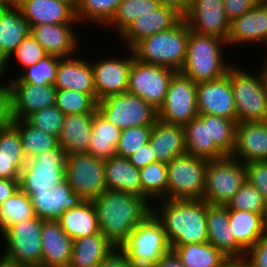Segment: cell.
I'll return each mask as SVG.
<instances>
[{"label":"cell","mask_w":267,"mask_h":267,"mask_svg":"<svg viewBox=\"0 0 267 267\" xmlns=\"http://www.w3.org/2000/svg\"><path fill=\"white\" fill-rule=\"evenodd\" d=\"M35 217L30 197L20 188L0 205V233L14 223Z\"/></svg>","instance_id":"60d3db41"},{"label":"cell","mask_w":267,"mask_h":267,"mask_svg":"<svg viewBox=\"0 0 267 267\" xmlns=\"http://www.w3.org/2000/svg\"><path fill=\"white\" fill-rule=\"evenodd\" d=\"M22 0H0V7H19Z\"/></svg>","instance_id":"be15d7a7"},{"label":"cell","mask_w":267,"mask_h":267,"mask_svg":"<svg viewBox=\"0 0 267 267\" xmlns=\"http://www.w3.org/2000/svg\"><path fill=\"white\" fill-rule=\"evenodd\" d=\"M142 185V197L149 203L155 200L167 199V164L154 162L139 169Z\"/></svg>","instance_id":"ab89813d"},{"label":"cell","mask_w":267,"mask_h":267,"mask_svg":"<svg viewBox=\"0 0 267 267\" xmlns=\"http://www.w3.org/2000/svg\"><path fill=\"white\" fill-rule=\"evenodd\" d=\"M172 251L185 267H226L229 261L209 242L177 245Z\"/></svg>","instance_id":"74e56055"},{"label":"cell","mask_w":267,"mask_h":267,"mask_svg":"<svg viewBox=\"0 0 267 267\" xmlns=\"http://www.w3.org/2000/svg\"><path fill=\"white\" fill-rule=\"evenodd\" d=\"M19 179L0 178V205L19 189Z\"/></svg>","instance_id":"9f6ffc18"},{"label":"cell","mask_w":267,"mask_h":267,"mask_svg":"<svg viewBox=\"0 0 267 267\" xmlns=\"http://www.w3.org/2000/svg\"><path fill=\"white\" fill-rule=\"evenodd\" d=\"M161 5L174 9L183 18L189 12L193 0H159Z\"/></svg>","instance_id":"680465c9"},{"label":"cell","mask_w":267,"mask_h":267,"mask_svg":"<svg viewBox=\"0 0 267 267\" xmlns=\"http://www.w3.org/2000/svg\"><path fill=\"white\" fill-rule=\"evenodd\" d=\"M160 6L159 0H122L106 28L110 25L120 35L134 20Z\"/></svg>","instance_id":"b9f144b4"},{"label":"cell","mask_w":267,"mask_h":267,"mask_svg":"<svg viewBox=\"0 0 267 267\" xmlns=\"http://www.w3.org/2000/svg\"><path fill=\"white\" fill-rule=\"evenodd\" d=\"M231 156L244 164L267 161V121L237 123Z\"/></svg>","instance_id":"ffe728a7"},{"label":"cell","mask_w":267,"mask_h":267,"mask_svg":"<svg viewBox=\"0 0 267 267\" xmlns=\"http://www.w3.org/2000/svg\"><path fill=\"white\" fill-rule=\"evenodd\" d=\"M119 250L133 267H152L172 247L161 220L152 211L129 233Z\"/></svg>","instance_id":"5b68a950"},{"label":"cell","mask_w":267,"mask_h":267,"mask_svg":"<svg viewBox=\"0 0 267 267\" xmlns=\"http://www.w3.org/2000/svg\"><path fill=\"white\" fill-rule=\"evenodd\" d=\"M0 81V114L6 119H25L31 113L55 105L54 84Z\"/></svg>","instance_id":"8992f818"},{"label":"cell","mask_w":267,"mask_h":267,"mask_svg":"<svg viewBox=\"0 0 267 267\" xmlns=\"http://www.w3.org/2000/svg\"><path fill=\"white\" fill-rule=\"evenodd\" d=\"M115 250L101 232L78 238L73 241L69 267H98Z\"/></svg>","instance_id":"1f68e13d"},{"label":"cell","mask_w":267,"mask_h":267,"mask_svg":"<svg viewBox=\"0 0 267 267\" xmlns=\"http://www.w3.org/2000/svg\"><path fill=\"white\" fill-rule=\"evenodd\" d=\"M61 58L46 55L36 64L22 69L18 77L8 80L9 82H26L36 86L54 84L56 80V71Z\"/></svg>","instance_id":"ee69618b"},{"label":"cell","mask_w":267,"mask_h":267,"mask_svg":"<svg viewBox=\"0 0 267 267\" xmlns=\"http://www.w3.org/2000/svg\"><path fill=\"white\" fill-rule=\"evenodd\" d=\"M266 45H267V43H266ZM265 47H267V46H265ZM263 65H267V57H266V59L264 60V64Z\"/></svg>","instance_id":"a7ac6f4b"},{"label":"cell","mask_w":267,"mask_h":267,"mask_svg":"<svg viewBox=\"0 0 267 267\" xmlns=\"http://www.w3.org/2000/svg\"><path fill=\"white\" fill-rule=\"evenodd\" d=\"M228 210H243L261 214L264 217L267 203L261 193L246 180L227 204Z\"/></svg>","instance_id":"7dc6e473"},{"label":"cell","mask_w":267,"mask_h":267,"mask_svg":"<svg viewBox=\"0 0 267 267\" xmlns=\"http://www.w3.org/2000/svg\"><path fill=\"white\" fill-rule=\"evenodd\" d=\"M98 267H133V265L119 249H116L108 258L103 260Z\"/></svg>","instance_id":"6f0895ef"},{"label":"cell","mask_w":267,"mask_h":267,"mask_svg":"<svg viewBox=\"0 0 267 267\" xmlns=\"http://www.w3.org/2000/svg\"><path fill=\"white\" fill-rule=\"evenodd\" d=\"M54 86L60 90H75L90 94L96 101L94 71L91 62L81 57L61 58L56 71Z\"/></svg>","instance_id":"4316f807"},{"label":"cell","mask_w":267,"mask_h":267,"mask_svg":"<svg viewBox=\"0 0 267 267\" xmlns=\"http://www.w3.org/2000/svg\"><path fill=\"white\" fill-rule=\"evenodd\" d=\"M163 201V202H162ZM155 215L161 220L168 241L177 245L208 242L207 202L201 200L162 199Z\"/></svg>","instance_id":"7a4b0ae2"},{"label":"cell","mask_w":267,"mask_h":267,"mask_svg":"<svg viewBox=\"0 0 267 267\" xmlns=\"http://www.w3.org/2000/svg\"><path fill=\"white\" fill-rule=\"evenodd\" d=\"M198 114L217 115L233 119L237 123V112L228 75L197 84Z\"/></svg>","instance_id":"ac0fdd59"},{"label":"cell","mask_w":267,"mask_h":267,"mask_svg":"<svg viewBox=\"0 0 267 267\" xmlns=\"http://www.w3.org/2000/svg\"><path fill=\"white\" fill-rule=\"evenodd\" d=\"M107 190L121 191L142 197V185L137 169L128 158L112 156L105 160Z\"/></svg>","instance_id":"d6a6232c"},{"label":"cell","mask_w":267,"mask_h":267,"mask_svg":"<svg viewBox=\"0 0 267 267\" xmlns=\"http://www.w3.org/2000/svg\"><path fill=\"white\" fill-rule=\"evenodd\" d=\"M184 20L190 30L197 34L215 36L225 41L229 37L231 23L223 0H193Z\"/></svg>","instance_id":"2e32d148"},{"label":"cell","mask_w":267,"mask_h":267,"mask_svg":"<svg viewBox=\"0 0 267 267\" xmlns=\"http://www.w3.org/2000/svg\"><path fill=\"white\" fill-rule=\"evenodd\" d=\"M43 221L35 216L7 227L1 233L6 244L1 254L28 267H41Z\"/></svg>","instance_id":"7c38bea8"},{"label":"cell","mask_w":267,"mask_h":267,"mask_svg":"<svg viewBox=\"0 0 267 267\" xmlns=\"http://www.w3.org/2000/svg\"><path fill=\"white\" fill-rule=\"evenodd\" d=\"M263 67V68H262ZM261 67V73H262V78H263V81L265 83V86H266V90H267V65H263Z\"/></svg>","instance_id":"e7e4bbea"},{"label":"cell","mask_w":267,"mask_h":267,"mask_svg":"<svg viewBox=\"0 0 267 267\" xmlns=\"http://www.w3.org/2000/svg\"><path fill=\"white\" fill-rule=\"evenodd\" d=\"M208 242L229 260L244 259L246 251L237 243L229 227L227 206L207 203Z\"/></svg>","instance_id":"d6986e66"},{"label":"cell","mask_w":267,"mask_h":267,"mask_svg":"<svg viewBox=\"0 0 267 267\" xmlns=\"http://www.w3.org/2000/svg\"><path fill=\"white\" fill-rule=\"evenodd\" d=\"M226 46L227 42L221 38L200 35L189 28L186 60L180 73L197 84L225 76L234 65L225 60Z\"/></svg>","instance_id":"3957f363"},{"label":"cell","mask_w":267,"mask_h":267,"mask_svg":"<svg viewBox=\"0 0 267 267\" xmlns=\"http://www.w3.org/2000/svg\"><path fill=\"white\" fill-rule=\"evenodd\" d=\"M0 267H28V266L16 260H12L11 258H8L3 254H0Z\"/></svg>","instance_id":"94428289"},{"label":"cell","mask_w":267,"mask_h":267,"mask_svg":"<svg viewBox=\"0 0 267 267\" xmlns=\"http://www.w3.org/2000/svg\"><path fill=\"white\" fill-rule=\"evenodd\" d=\"M236 124L233 119L209 115L210 141H214L226 155L234 151Z\"/></svg>","instance_id":"bcb514c9"},{"label":"cell","mask_w":267,"mask_h":267,"mask_svg":"<svg viewBox=\"0 0 267 267\" xmlns=\"http://www.w3.org/2000/svg\"><path fill=\"white\" fill-rule=\"evenodd\" d=\"M152 128L153 126H139L122 129L116 148V155L129 158L149 142Z\"/></svg>","instance_id":"f907efd6"},{"label":"cell","mask_w":267,"mask_h":267,"mask_svg":"<svg viewBox=\"0 0 267 267\" xmlns=\"http://www.w3.org/2000/svg\"><path fill=\"white\" fill-rule=\"evenodd\" d=\"M188 39L189 26L182 18L173 28L143 38L131 50L140 62L180 72L186 60Z\"/></svg>","instance_id":"277c9868"},{"label":"cell","mask_w":267,"mask_h":267,"mask_svg":"<svg viewBox=\"0 0 267 267\" xmlns=\"http://www.w3.org/2000/svg\"><path fill=\"white\" fill-rule=\"evenodd\" d=\"M246 179L261 193L267 203V161L246 163Z\"/></svg>","instance_id":"816d5d0a"},{"label":"cell","mask_w":267,"mask_h":267,"mask_svg":"<svg viewBox=\"0 0 267 267\" xmlns=\"http://www.w3.org/2000/svg\"><path fill=\"white\" fill-rule=\"evenodd\" d=\"M264 217L243 210H229V227L237 243L247 251L264 233Z\"/></svg>","instance_id":"8d00e7d4"},{"label":"cell","mask_w":267,"mask_h":267,"mask_svg":"<svg viewBox=\"0 0 267 267\" xmlns=\"http://www.w3.org/2000/svg\"><path fill=\"white\" fill-rule=\"evenodd\" d=\"M73 241L61 229L58 220H44L41 231V267H69Z\"/></svg>","instance_id":"484cf974"},{"label":"cell","mask_w":267,"mask_h":267,"mask_svg":"<svg viewBox=\"0 0 267 267\" xmlns=\"http://www.w3.org/2000/svg\"><path fill=\"white\" fill-rule=\"evenodd\" d=\"M129 57L102 59L91 62L94 71V86L97 102L112 94H122L128 91L129 69L134 54L131 49L125 48ZM128 50V51H127Z\"/></svg>","instance_id":"e0dca14e"},{"label":"cell","mask_w":267,"mask_h":267,"mask_svg":"<svg viewBox=\"0 0 267 267\" xmlns=\"http://www.w3.org/2000/svg\"><path fill=\"white\" fill-rule=\"evenodd\" d=\"M183 128L186 153L207 160L227 156L214 141H210L209 114H199Z\"/></svg>","instance_id":"4dcf8cb0"},{"label":"cell","mask_w":267,"mask_h":267,"mask_svg":"<svg viewBox=\"0 0 267 267\" xmlns=\"http://www.w3.org/2000/svg\"><path fill=\"white\" fill-rule=\"evenodd\" d=\"M246 180V165L231 155L208 160L202 199L210 205L227 206Z\"/></svg>","instance_id":"9c48e42d"},{"label":"cell","mask_w":267,"mask_h":267,"mask_svg":"<svg viewBox=\"0 0 267 267\" xmlns=\"http://www.w3.org/2000/svg\"><path fill=\"white\" fill-rule=\"evenodd\" d=\"M130 162L137 168L141 169L148 164L157 162V158L151 149L149 142L143 145L137 152L132 154L129 158Z\"/></svg>","instance_id":"11a10c76"},{"label":"cell","mask_w":267,"mask_h":267,"mask_svg":"<svg viewBox=\"0 0 267 267\" xmlns=\"http://www.w3.org/2000/svg\"><path fill=\"white\" fill-rule=\"evenodd\" d=\"M75 24H40L31 27V34L46 54L59 58L73 56L79 50Z\"/></svg>","instance_id":"603a6c76"},{"label":"cell","mask_w":267,"mask_h":267,"mask_svg":"<svg viewBox=\"0 0 267 267\" xmlns=\"http://www.w3.org/2000/svg\"><path fill=\"white\" fill-rule=\"evenodd\" d=\"M122 0H79L76 19L106 26L114 16Z\"/></svg>","instance_id":"7bdbcfd3"},{"label":"cell","mask_w":267,"mask_h":267,"mask_svg":"<svg viewBox=\"0 0 267 267\" xmlns=\"http://www.w3.org/2000/svg\"><path fill=\"white\" fill-rule=\"evenodd\" d=\"M97 110L114 126L122 129L153 126L157 110L137 95L112 94L97 102Z\"/></svg>","instance_id":"8fae6325"},{"label":"cell","mask_w":267,"mask_h":267,"mask_svg":"<svg viewBox=\"0 0 267 267\" xmlns=\"http://www.w3.org/2000/svg\"><path fill=\"white\" fill-rule=\"evenodd\" d=\"M47 54L44 48L37 42V40L30 34L28 37L19 44L17 49L11 54V56L0 66V80L4 77L7 71V65L10 59L14 58L22 68H26L36 64Z\"/></svg>","instance_id":"c3c4849f"},{"label":"cell","mask_w":267,"mask_h":267,"mask_svg":"<svg viewBox=\"0 0 267 267\" xmlns=\"http://www.w3.org/2000/svg\"><path fill=\"white\" fill-rule=\"evenodd\" d=\"M31 34V26L20 7H0V66Z\"/></svg>","instance_id":"f1b7e54d"},{"label":"cell","mask_w":267,"mask_h":267,"mask_svg":"<svg viewBox=\"0 0 267 267\" xmlns=\"http://www.w3.org/2000/svg\"><path fill=\"white\" fill-rule=\"evenodd\" d=\"M227 46L267 43V2L261 0L254 8L235 19L230 25ZM254 42V43H253Z\"/></svg>","instance_id":"cb8c5ba5"},{"label":"cell","mask_w":267,"mask_h":267,"mask_svg":"<svg viewBox=\"0 0 267 267\" xmlns=\"http://www.w3.org/2000/svg\"><path fill=\"white\" fill-rule=\"evenodd\" d=\"M149 144L157 161L167 164L186 153L184 128L157 119L149 137Z\"/></svg>","instance_id":"f546056e"},{"label":"cell","mask_w":267,"mask_h":267,"mask_svg":"<svg viewBox=\"0 0 267 267\" xmlns=\"http://www.w3.org/2000/svg\"><path fill=\"white\" fill-rule=\"evenodd\" d=\"M226 267H251L244 259L229 260Z\"/></svg>","instance_id":"6125c7cd"},{"label":"cell","mask_w":267,"mask_h":267,"mask_svg":"<svg viewBox=\"0 0 267 267\" xmlns=\"http://www.w3.org/2000/svg\"><path fill=\"white\" fill-rule=\"evenodd\" d=\"M30 199L35 216L42 220H58L66 210L84 201L66 180L50 191L35 192Z\"/></svg>","instance_id":"7402d4cb"},{"label":"cell","mask_w":267,"mask_h":267,"mask_svg":"<svg viewBox=\"0 0 267 267\" xmlns=\"http://www.w3.org/2000/svg\"><path fill=\"white\" fill-rule=\"evenodd\" d=\"M208 160L188 153L167 163V199L201 200L204 195Z\"/></svg>","instance_id":"30bf717a"},{"label":"cell","mask_w":267,"mask_h":267,"mask_svg":"<svg viewBox=\"0 0 267 267\" xmlns=\"http://www.w3.org/2000/svg\"><path fill=\"white\" fill-rule=\"evenodd\" d=\"M93 114L65 115L58 142L66 154L88 152Z\"/></svg>","instance_id":"836d02e7"},{"label":"cell","mask_w":267,"mask_h":267,"mask_svg":"<svg viewBox=\"0 0 267 267\" xmlns=\"http://www.w3.org/2000/svg\"><path fill=\"white\" fill-rule=\"evenodd\" d=\"M238 67L233 65L227 72L235 100L237 123L267 121V90L262 73L254 75L250 70Z\"/></svg>","instance_id":"52a82bcc"},{"label":"cell","mask_w":267,"mask_h":267,"mask_svg":"<svg viewBox=\"0 0 267 267\" xmlns=\"http://www.w3.org/2000/svg\"><path fill=\"white\" fill-rule=\"evenodd\" d=\"M66 181L83 200H93L107 190L105 160L88 153L66 154Z\"/></svg>","instance_id":"4fadbf2b"},{"label":"cell","mask_w":267,"mask_h":267,"mask_svg":"<svg viewBox=\"0 0 267 267\" xmlns=\"http://www.w3.org/2000/svg\"><path fill=\"white\" fill-rule=\"evenodd\" d=\"M88 154L107 160L116 155L121 129L109 122L98 110L93 114Z\"/></svg>","instance_id":"d590c367"},{"label":"cell","mask_w":267,"mask_h":267,"mask_svg":"<svg viewBox=\"0 0 267 267\" xmlns=\"http://www.w3.org/2000/svg\"><path fill=\"white\" fill-rule=\"evenodd\" d=\"M251 267H267V234H264L244 256Z\"/></svg>","instance_id":"f5cc1de1"},{"label":"cell","mask_w":267,"mask_h":267,"mask_svg":"<svg viewBox=\"0 0 267 267\" xmlns=\"http://www.w3.org/2000/svg\"><path fill=\"white\" fill-rule=\"evenodd\" d=\"M182 18L174 9L161 5L134 20L119 36L126 48L131 49L143 38L173 28Z\"/></svg>","instance_id":"44dd1931"},{"label":"cell","mask_w":267,"mask_h":267,"mask_svg":"<svg viewBox=\"0 0 267 267\" xmlns=\"http://www.w3.org/2000/svg\"><path fill=\"white\" fill-rule=\"evenodd\" d=\"M261 0H223L224 10L229 22L241 17L245 12L254 8Z\"/></svg>","instance_id":"db71d44e"},{"label":"cell","mask_w":267,"mask_h":267,"mask_svg":"<svg viewBox=\"0 0 267 267\" xmlns=\"http://www.w3.org/2000/svg\"><path fill=\"white\" fill-rule=\"evenodd\" d=\"M19 131L25 158H33L40 152L55 149L59 146L58 138L48 135L30 125L25 119H7Z\"/></svg>","instance_id":"f35d334b"},{"label":"cell","mask_w":267,"mask_h":267,"mask_svg":"<svg viewBox=\"0 0 267 267\" xmlns=\"http://www.w3.org/2000/svg\"><path fill=\"white\" fill-rule=\"evenodd\" d=\"M264 233L267 234V208L266 213L264 214Z\"/></svg>","instance_id":"003e7915"},{"label":"cell","mask_w":267,"mask_h":267,"mask_svg":"<svg viewBox=\"0 0 267 267\" xmlns=\"http://www.w3.org/2000/svg\"><path fill=\"white\" fill-rule=\"evenodd\" d=\"M152 267H185L177 255L171 251L164 255L157 263Z\"/></svg>","instance_id":"91938a15"},{"label":"cell","mask_w":267,"mask_h":267,"mask_svg":"<svg viewBox=\"0 0 267 267\" xmlns=\"http://www.w3.org/2000/svg\"><path fill=\"white\" fill-rule=\"evenodd\" d=\"M26 162L18 129L0 114V178L20 179Z\"/></svg>","instance_id":"d4e9b609"},{"label":"cell","mask_w":267,"mask_h":267,"mask_svg":"<svg viewBox=\"0 0 267 267\" xmlns=\"http://www.w3.org/2000/svg\"><path fill=\"white\" fill-rule=\"evenodd\" d=\"M65 115L55 105L35 111L28 115L25 120L48 135L59 137Z\"/></svg>","instance_id":"681fc988"},{"label":"cell","mask_w":267,"mask_h":267,"mask_svg":"<svg viewBox=\"0 0 267 267\" xmlns=\"http://www.w3.org/2000/svg\"><path fill=\"white\" fill-rule=\"evenodd\" d=\"M91 202L100 232L116 249L127 241L129 233L154 208L144 197L112 190H104Z\"/></svg>","instance_id":"6da1fadb"},{"label":"cell","mask_w":267,"mask_h":267,"mask_svg":"<svg viewBox=\"0 0 267 267\" xmlns=\"http://www.w3.org/2000/svg\"><path fill=\"white\" fill-rule=\"evenodd\" d=\"M176 73L171 68L143 63L133 58L129 69L127 92L139 96L158 111Z\"/></svg>","instance_id":"5bb4252c"},{"label":"cell","mask_w":267,"mask_h":267,"mask_svg":"<svg viewBox=\"0 0 267 267\" xmlns=\"http://www.w3.org/2000/svg\"><path fill=\"white\" fill-rule=\"evenodd\" d=\"M197 83L177 72L171 79L157 119L167 124H188L198 116Z\"/></svg>","instance_id":"9a60e30c"},{"label":"cell","mask_w":267,"mask_h":267,"mask_svg":"<svg viewBox=\"0 0 267 267\" xmlns=\"http://www.w3.org/2000/svg\"><path fill=\"white\" fill-rule=\"evenodd\" d=\"M22 15L30 26L40 24H76V9L62 0H22Z\"/></svg>","instance_id":"83f0119b"},{"label":"cell","mask_w":267,"mask_h":267,"mask_svg":"<svg viewBox=\"0 0 267 267\" xmlns=\"http://www.w3.org/2000/svg\"><path fill=\"white\" fill-rule=\"evenodd\" d=\"M61 229L73 240L100 232L95 208L91 200L66 210L58 219Z\"/></svg>","instance_id":"e575fe53"},{"label":"cell","mask_w":267,"mask_h":267,"mask_svg":"<svg viewBox=\"0 0 267 267\" xmlns=\"http://www.w3.org/2000/svg\"><path fill=\"white\" fill-rule=\"evenodd\" d=\"M62 1L70 3L75 9L79 3V0H62Z\"/></svg>","instance_id":"03108f58"},{"label":"cell","mask_w":267,"mask_h":267,"mask_svg":"<svg viewBox=\"0 0 267 267\" xmlns=\"http://www.w3.org/2000/svg\"><path fill=\"white\" fill-rule=\"evenodd\" d=\"M66 153L59 145L29 158L20 173L19 187L31 197L35 192L50 191L66 180Z\"/></svg>","instance_id":"ba28073f"},{"label":"cell","mask_w":267,"mask_h":267,"mask_svg":"<svg viewBox=\"0 0 267 267\" xmlns=\"http://www.w3.org/2000/svg\"><path fill=\"white\" fill-rule=\"evenodd\" d=\"M55 106L64 115L95 113L97 111V101L90 94L67 89H57Z\"/></svg>","instance_id":"f6af8a7d"}]
</instances>
